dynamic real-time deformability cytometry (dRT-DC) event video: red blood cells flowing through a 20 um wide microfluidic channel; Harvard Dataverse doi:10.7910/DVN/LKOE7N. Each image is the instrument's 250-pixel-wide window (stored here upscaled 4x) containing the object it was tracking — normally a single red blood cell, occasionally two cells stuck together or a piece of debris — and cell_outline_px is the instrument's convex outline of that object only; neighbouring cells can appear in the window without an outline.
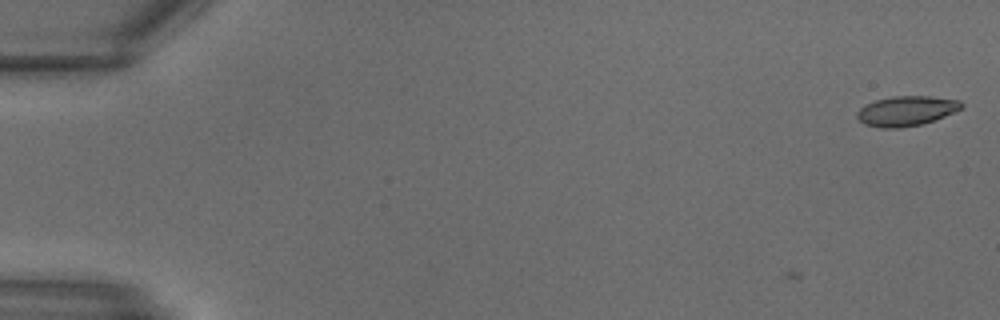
{"species": "common noctule bat (a hibernating species)", "species_latin": "Nyctalus noctula", "temperature_condition": "warm", "stored_images_in_passage": 4, "camera_frame_rate_fps": 3000, "um_per_image_px": 0.085, "animal": {"sex": "male", "body_mass_g": 18.8}, "frame": {"image": 1, "passage_image": 4, "time_ms": 1.0, "image_size_px": [1000, 320], "cell_outline_px": [[964, 108], [944, 116], [920, 124], [900, 128], [880, 128], [864, 124], [856, 116], [856, 112], [860, 108], [876, 100], [892, 96], [928, 96], [960, 100], [964, 104]], "centroid_in_image_um": [77.05, 9.42], "position_along_channel_um": 8.0, "area_um2": 18.09}}